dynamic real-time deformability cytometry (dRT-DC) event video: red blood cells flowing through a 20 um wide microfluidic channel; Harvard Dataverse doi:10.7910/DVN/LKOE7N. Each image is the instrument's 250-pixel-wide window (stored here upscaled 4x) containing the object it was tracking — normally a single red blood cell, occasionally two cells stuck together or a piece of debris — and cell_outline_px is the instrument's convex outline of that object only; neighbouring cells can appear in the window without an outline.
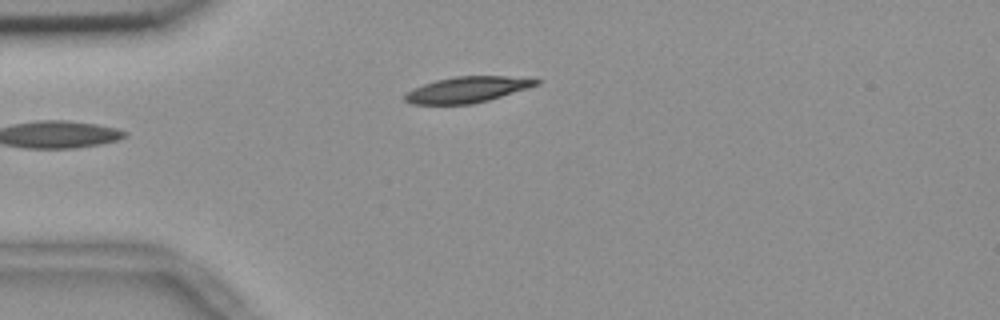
{"species": "common noctule bat (a hibernating species)", "species_latin": "Nyctalus noctula", "temperature_condition": "room temperature", "stored_images_in_passage": 34, "camera_frame_rate_fps": 3000, "um_per_image_px": 0.085, "animal": {"sex": "female", "body_mass_g": 18.4}, "frame": {"image": 1, "passage_image": 1, "time_ms": 0.0, "image_size_px": [1000, 320], "cell_outline_px": [[540, 84], [488, 100], [472, 104], [412, 104], [404, 100], [404, 96], [412, 88], [436, 80], [456, 76], [508, 76], [540, 80]], "centroid_in_image_um": [39.69, 7.61], "position_along_channel_um": 45.3, "area_um2": 19.59}}
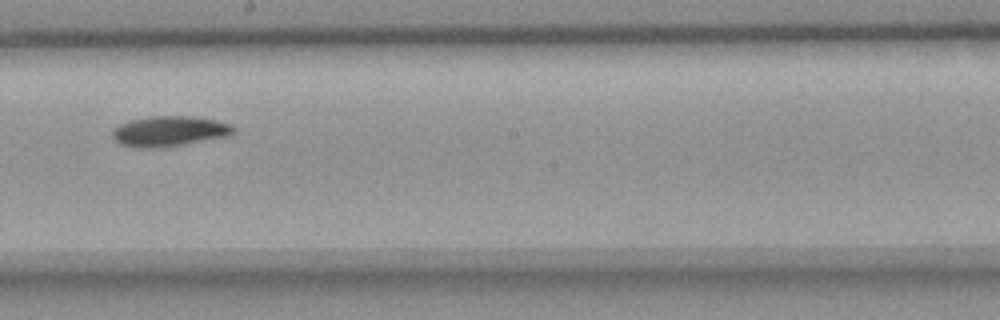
{"frame": {"image": 2, "passage_image": 18, "time_ms": 5.667, "image_size_px": [1000, 320], "cell_outline_px": [[236, 132], [232, 136], [160, 148], [140, 148], [120, 144], [112, 136], [112, 132], [120, 124], [132, 120], [152, 116], [188, 116], [212, 120], [232, 124], [236, 128]], "centroid_in_image_um": [14.46, 11.17], "position_along_channel_um": 233.7, "area_um2": 21.39}}
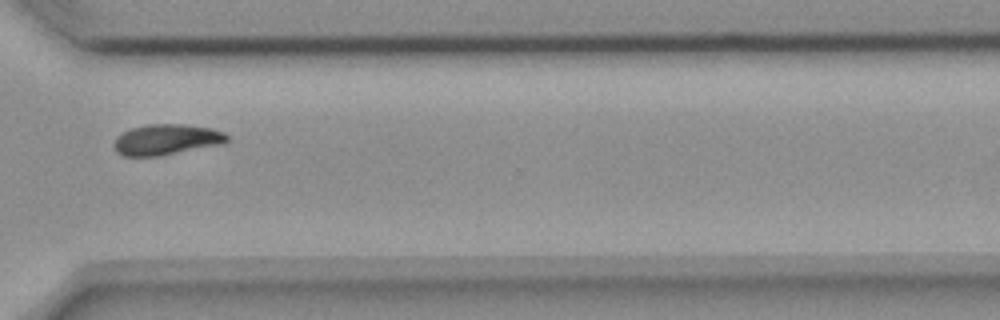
{"frame": {"image": 3, "passage_image": 28, "time_ms": 9.0, "image_size_px": [1000, 320], "cell_outline_px": [[228, 140], [224, 144], [160, 156], [124, 156], [116, 152], [116, 136], [120, 132], [132, 128], [148, 124], [184, 124], [212, 128], [224, 132], [228, 136]], "centroid_in_image_um": [14.18, 11.86], "position_along_channel_um": 356.4, "area_um2": 20.35}, "authors_computed_cell_mechanics": {"area_um2": 20.3456, "velocity_mm_per_s": 3.661, "shape_relaxation_time_tau1_ms": 4.2134, "shape_relaxation_time_tau2_ms": null, "deformation_change_tau1": 0.1357, "deformation_change_tau2": null}}